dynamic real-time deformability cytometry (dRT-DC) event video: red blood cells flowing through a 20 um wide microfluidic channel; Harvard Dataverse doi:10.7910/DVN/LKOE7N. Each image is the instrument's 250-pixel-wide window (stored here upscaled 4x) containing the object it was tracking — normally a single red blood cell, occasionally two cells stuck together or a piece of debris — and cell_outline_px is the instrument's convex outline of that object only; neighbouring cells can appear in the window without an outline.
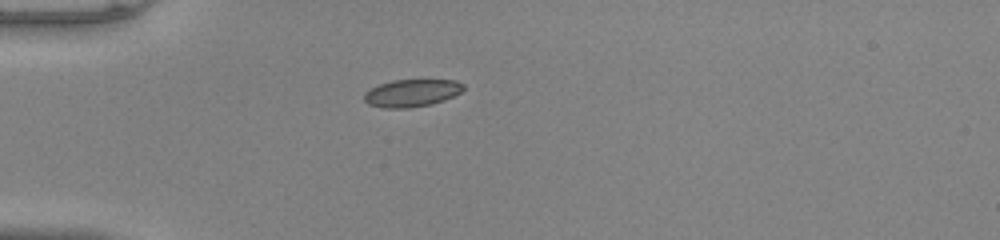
{"species": "common noctule bat (a hibernating species)", "species_latin": "Nyctalus noctula", "temperature_condition": "warm", "stored_images_in_passage": 37, "camera_frame_rate_fps": 3000, "um_per_image_px": 0.085, "animal": {"sex": "male", "body_mass_g": 20.0, "forearm_length_mm": 53.3}, "frame": {"image": 1, "passage_image": 1, "time_ms": 0.0, "image_size_px": [1000, 240], "cell_outline_px": [[464, 88], [460, 92], [444, 100], [432, 104], [408, 108], [384, 108], [368, 104], [364, 100], [364, 92], [380, 84], [392, 80], [456, 80], [464, 84]], "centroid_in_image_um": [34.99, 7.91], "position_along_channel_um": 50.0, "area_um2": 15.84}}
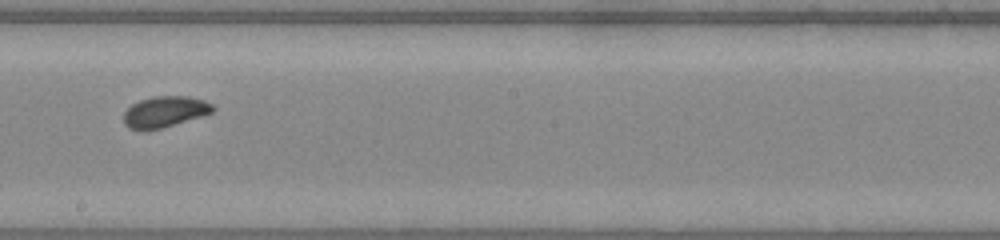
{"frame": {"image": 2, "passage_image": 16, "time_ms": 5.0, "image_size_px": [1000, 240], "cell_outline_px": [[216, 108], [212, 112], [200, 116], [148, 132], [144, 132], [128, 128], [124, 124], [124, 112], [132, 104], [140, 100], [156, 96], [188, 96], [204, 100], [212, 104]], "centroid_in_image_um": [13.97, 9.52], "position_along_channel_um": 234.2, "area_um2": 16.18}}
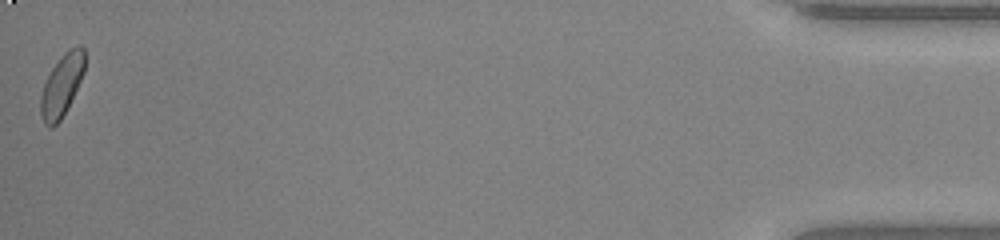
{"frame": {"image": 3, "passage_image": 37, "time_ms": 12.0, "image_size_px": [1000, 240], "cell_outline_px": [[84, 72], [60, 120], [52, 128], [48, 128], [44, 124], [40, 116], [40, 96], [44, 84], [52, 68], [64, 52], [68, 48], [76, 44], [80, 44], [84, 48]], "centroid_in_image_um": [5.23, 7.23], "position_along_channel_um": 430.0, "area_um2": 15.72}, "authors_computed_cell_mechanics": {"area_um2": 15.9528, "velocity_mm_per_s": 4.06, "shape_relaxation_time_tau1_ms": 6.0195, "shape_relaxation_time_tau2_ms": null, "deformation_change_tau1": 0.1393, "deformation_change_tau2": null}}